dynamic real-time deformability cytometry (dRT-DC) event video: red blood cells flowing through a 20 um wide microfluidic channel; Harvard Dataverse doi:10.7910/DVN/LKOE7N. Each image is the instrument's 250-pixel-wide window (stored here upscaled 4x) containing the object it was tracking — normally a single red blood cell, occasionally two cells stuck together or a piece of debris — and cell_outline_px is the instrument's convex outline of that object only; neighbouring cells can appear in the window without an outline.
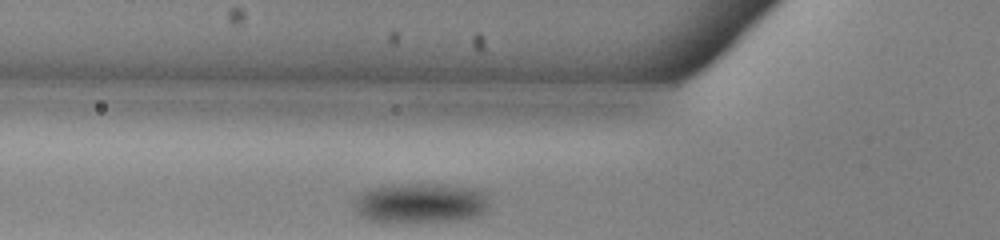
{"species": "common noctule bat (a hibernating species)", "species_latin": "Nyctalus noctula", "temperature_condition": "warm", "stored_images_in_passage": 25, "camera_frame_rate_fps": 3000, "um_per_image_px": 0.085, "animal": {"sex": "male", "body_mass_g": 13.0, "forearm_length_mm": 53.1}, "frame": {"image": 1, "passage_image": 2, "time_ms": 0.333, "image_size_px": [1000, 240], "cell_outline_px": [[488, 212], [480, 216], [468, 220], [404, 224], [368, 220], [356, 212], [356, 204], [360, 196], [364, 192], [376, 188], [400, 184], [420, 184], [468, 188], [484, 192], [488, 204]], "centroid_in_image_um": [35.82, 17.34], "position_along_channel_um": 90.0, "area_um2": 31.5}}
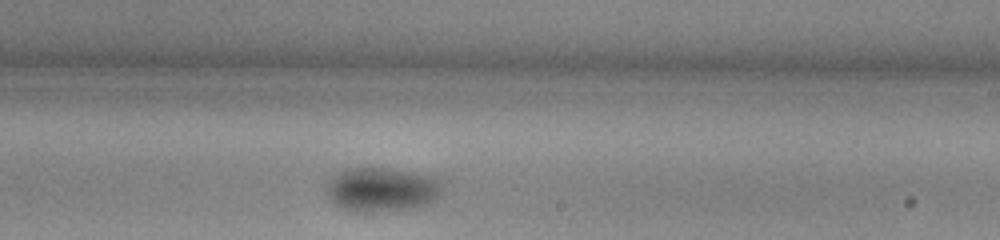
{"frame": {"image": 2, "passage_image": 15, "time_ms": 4.667, "image_size_px": [1000, 240], "cell_outline_px": [[448, 184], [440, 196], [436, 200], [416, 208], [368, 212], [356, 212], [344, 208], [336, 204], [328, 196], [328, 180], [332, 176], [344, 168], [388, 168], [436, 176], [444, 180]], "centroid_in_image_um": [32.57, 16.09], "position_along_channel_um": 256.4, "area_um2": 30.4}}
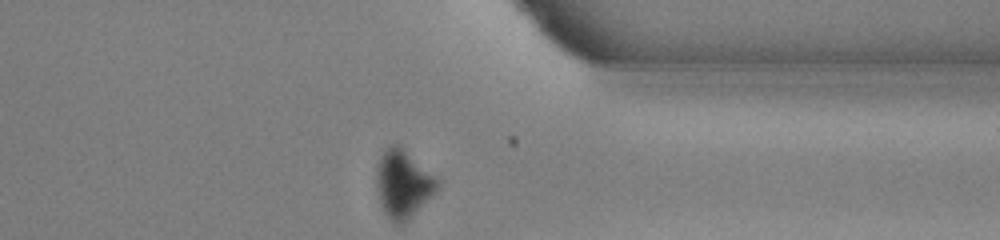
{"frame": {"image": 3, "passage_image": 25, "time_ms": 8.0, "image_size_px": [1000, 240], "cell_outline_px": [[440, 188], [404, 224], [392, 224], [384, 212], [380, 204], [376, 188], [376, 168], [380, 156], [384, 148], [392, 144], [400, 144], [436, 176], [440, 180]], "centroid_in_image_um": [34.26, 15.62], "position_along_channel_um": 377.1, "area_um2": 24.68}}